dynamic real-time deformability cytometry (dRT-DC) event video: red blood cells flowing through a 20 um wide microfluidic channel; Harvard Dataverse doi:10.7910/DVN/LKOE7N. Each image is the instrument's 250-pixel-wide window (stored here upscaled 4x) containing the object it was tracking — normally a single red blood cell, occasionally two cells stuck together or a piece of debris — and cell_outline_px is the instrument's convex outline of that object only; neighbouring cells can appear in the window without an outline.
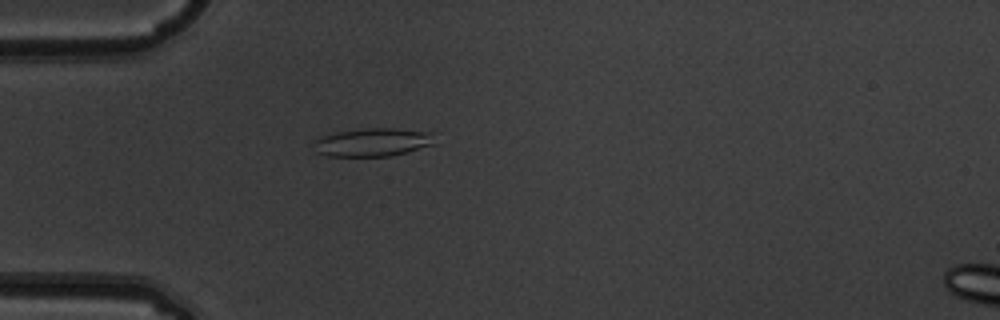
{"species": "common noctule bat (a hibernating species)", "species_latin": "Nyctalus noctula", "temperature_condition": "warm", "stored_images_in_passage": 4, "camera_frame_rate_fps": 3000, "um_per_image_px": 0.085, "animal": {"sex": "male", "body_mass_g": 19.5, "forearm_length_mm": 54.6}, "frame": {"image": 1, "passage_image": 4, "time_ms": 1.0, "image_size_px": [1000, 320], "cell_outline_px": [[436, 144], [392, 156], [328, 156], [316, 152], [312, 140], [320, 136], [336, 132], [364, 128], [396, 128], [436, 132]], "centroid_in_image_um": [31.73, 12.08], "position_along_channel_um": 53.3, "area_um2": 20.46}}